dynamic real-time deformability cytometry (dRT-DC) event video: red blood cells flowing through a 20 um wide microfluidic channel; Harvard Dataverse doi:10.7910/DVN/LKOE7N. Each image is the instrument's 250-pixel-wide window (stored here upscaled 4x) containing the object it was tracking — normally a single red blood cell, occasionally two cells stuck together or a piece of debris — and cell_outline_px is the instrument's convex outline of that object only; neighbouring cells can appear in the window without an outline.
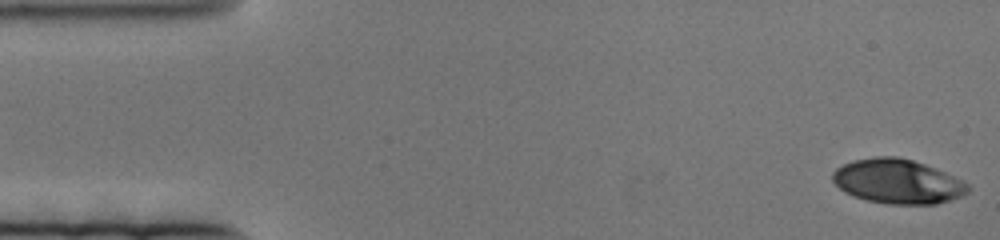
{"species": "human", "species_latin": "Homo sapiens", "temperature_condition": "cold", "stored_images_in_passage": 80, "camera_frame_rate_fps": 3000, "um_per_image_px": 0.085, "donor": {"sex": "female"}, "frame": {"image": 1, "passage_image": 1, "time_ms": 0.0, "image_size_px": [1000, 240], "cell_outline_px": [[968, 192], [960, 196], [936, 204], [888, 204], [868, 200], [852, 196], [844, 192], [832, 180], [832, 172], [836, 168], [844, 164], [856, 160], [876, 156], [896, 156], [912, 160], [936, 168], [968, 184]], "centroid_in_image_um": [76.26, 15.42], "position_along_channel_um": 8.7, "area_um2": 34.74}}
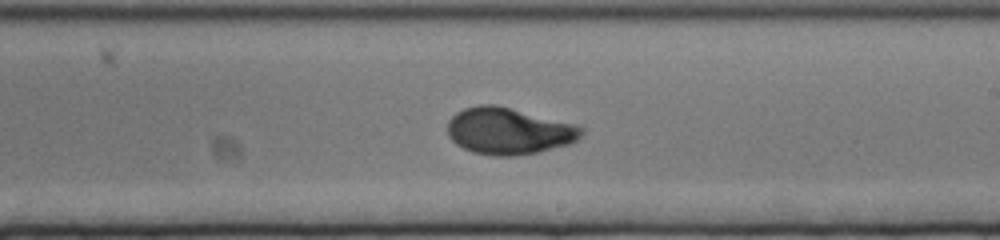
{"frame": {"image": 2, "passage_image": 45, "time_ms": 14.667, "image_size_px": [1000, 240], "cell_outline_px": [[584, 132], [576, 140], [568, 144], [536, 152], [516, 156], [492, 156], [472, 152], [456, 144], [448, 136], [448, 120], [456, 112], [464, 108], [480, 104], [496, 104], [580, 124], [584, 128]], "centroid_in_image_um": [43.26, 11.12], "position_along_channel_um": 245.7, "area_um2": 36.88}}
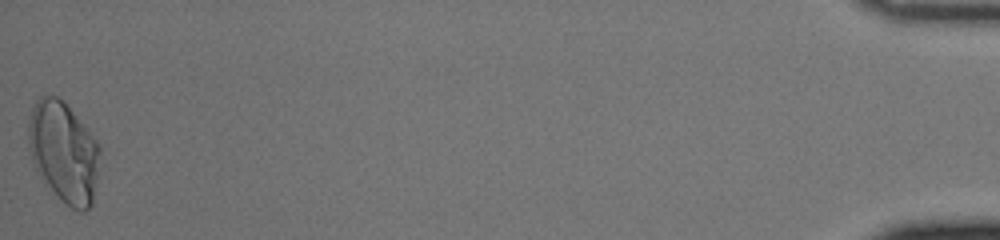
{"frame": {"image": 3, "passage_image": 80, "time_ms": 26.333, "image_size_px": [1000, 240], "cell_outline_px": [[100, 152], [92, 204], [84, 212], [80, 212], [72, 208], [36, 172], [32, 164], [28, 148], [28, 124], [32, 108], [36, 100], [40, 96], [56, 96], [72, 112], [100, 144]], "centroid_in_image_um": [5.39, 12.91], "position_along_channel_um": 429.8, "area_um2": 41.15}}